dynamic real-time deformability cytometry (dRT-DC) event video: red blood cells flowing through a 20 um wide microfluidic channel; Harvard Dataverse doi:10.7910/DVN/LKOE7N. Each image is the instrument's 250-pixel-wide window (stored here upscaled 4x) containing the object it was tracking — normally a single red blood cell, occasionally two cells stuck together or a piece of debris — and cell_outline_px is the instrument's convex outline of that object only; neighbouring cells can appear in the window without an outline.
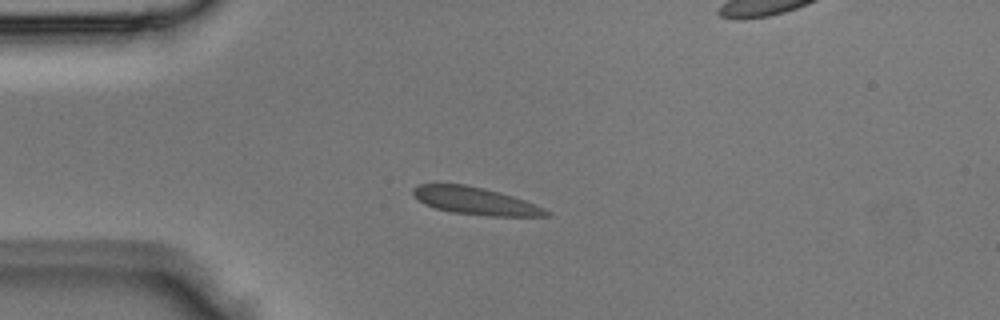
{"species": "Egyptian fruit bat (a non-hibernating species)", "species_latin": "Rousettus aegyptiacus", "temperature_condition": "room temperature", "stored_images_in_passage": 3, "camera_frame_rate_fps": 3000, "um_per_image_px": 0.085, "animal": {"sex": "male"}, "frame": {"image": 1, "passage_image": 2, "time_ms": 0.333, "image_size_px": [1000, 320], "cell_outline_px": [[552, 212], [548, 216], [488, 216], [452, 212], [436, 208], [424, 204], [412, 192], [412, 188], [420, 184], [464, 184], [484, 188], [512, 196], [524, 200], [544, 208]], "centroid_in_image_um": [40.41, 17.08], "position_along_channel_um": 44.6, "area_um2": 21.04}}